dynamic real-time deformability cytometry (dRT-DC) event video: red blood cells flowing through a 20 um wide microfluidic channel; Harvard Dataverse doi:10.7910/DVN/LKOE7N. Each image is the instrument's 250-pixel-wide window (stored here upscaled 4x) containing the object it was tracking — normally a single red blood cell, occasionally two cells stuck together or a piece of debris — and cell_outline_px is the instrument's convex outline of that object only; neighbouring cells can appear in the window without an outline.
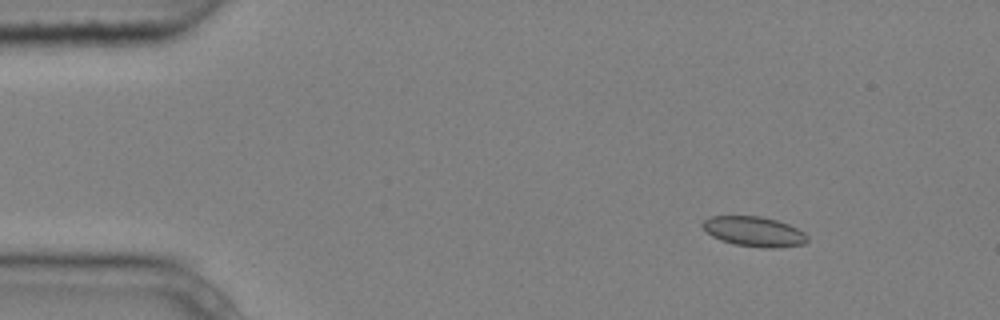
{"species": "common noctule bat (a hibernating species)", "species_latin": "Nyctalus noctula", "temperature_condition": "cold", "stored_images_in_passage": 6, "camera_frame_rate_fps": 3000, "um_per_image_px": 0.085, "animal": {"sex": "male", "body_mass_g": 20.4}, "frame": {"image": 1, "passage_image": 2, "time_ms": 0.333, "image_size_px": [1000, 320], "cell_outline_px": [[808, 240], [804, 244], [776, 248], [764, 248], [732, 244], [720, 240], [712, 236], [700, 224], [708, 216], [760, 216], [776, 220], [788, 224], [804, 232], [808, 236]], "centroid_in_image_um": [64.09, 19.68], "position_along_channel_um": 20.9, "area_um2": 18.38}}
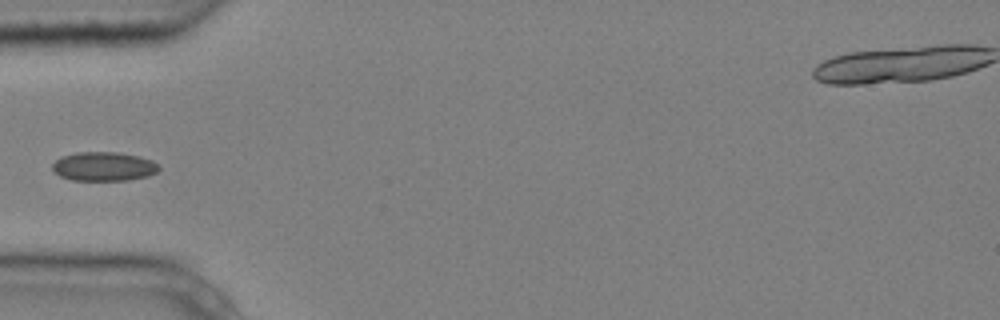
{"frame": {"image": 2, "passage_image": 5, "time_ms": 1.333, "image_size_px": [1000, 320], "cell_outline_px": [[160, 168], [156, 172], [148, 176], [128, 180], [72, 180], [60, 176], [52, 168], [52, 164], [60, 156], [76, 152], [116, 152], [140, 156], [152, 160]], "centroid_in_image_um": [8.81, 14.14], "position_along_channel_um": 76.2, "area_um2": 18.03}}
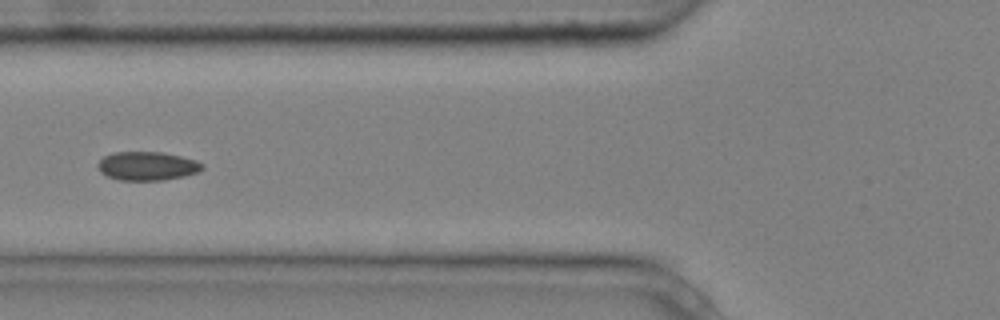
{"frame": {"image": 3, "passage_image": 6, "time_ms": 1.667, "image_size_px": [1000, 320], "cell_outline_px": [[204, 168], [196, 172], [184, 176], [164, 180], [120, 180], [108, 176], [100, 172], [96, 164], [104, 156], [112, 152], [164, 152], [196, 160], [204, 164]], "centroid_in_image_um": [12.5, 14.1], "position_along_channel_um": 113.3, "area_um2": 17.51}}